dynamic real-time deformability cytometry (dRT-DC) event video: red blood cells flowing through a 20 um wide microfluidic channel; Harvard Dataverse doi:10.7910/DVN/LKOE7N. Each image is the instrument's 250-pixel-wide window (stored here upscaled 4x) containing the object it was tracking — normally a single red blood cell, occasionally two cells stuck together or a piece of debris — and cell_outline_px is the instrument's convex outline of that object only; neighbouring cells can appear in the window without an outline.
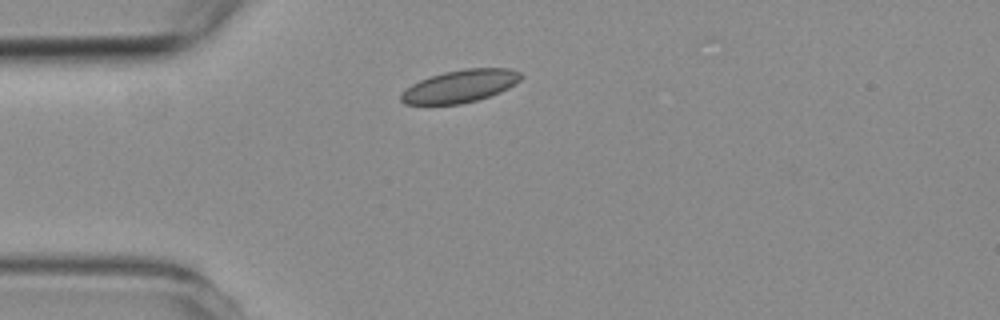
{"species": "common noctule bat (a hibernating species)", "species_latin": "Nyctalus noctula", "temperature_condition": "room temperature", "stored_images_in_passage": 4, "camera_frame_rate_fps": 3000, "um_per_image_px": 0.085, "animal": {"sex": "female", "body_mass_g": 19.3, "forearm_length_mm": 54.1}, "frame": {"image": 1, "passage_image": 1, "time_ms": 0.0, "image_size_px": [1000, 320], "cell_outline_px": [[524, 76], [516, 84], [500, 92], [476, 100], [460, 104], [404, 104], [400, 100], [400, 96], [412, 84], [428, 76], [444, 72], [464, 68], [508, 68], [520, 72]], "centroid_in_image_um": [39.14, 7.31], "position_along_channel_um": 45.9, "area_um2": 22.72}}
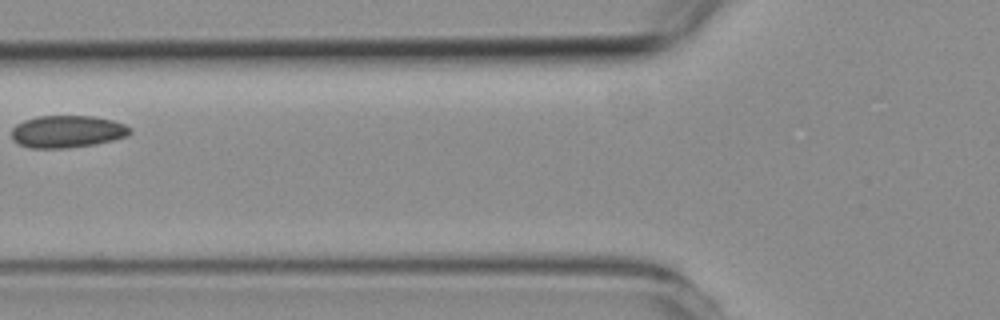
{"frame": {"image": 2, "passage_image": 3, "time_ms": 2.333, "image_size_px": [1000, 320], "cell_outline_px": [[132, 132], [128, 136], [112, 140], [92, 144], [60, 148], [32, 148], [20, 144], [12, 140], [12, 128], [16, 124], [24, 120], [36, 116], [92, 116], [112, 120], [124, 124], [132, 128]], "centroid_in_image_um": [5.71, 11.17], "position_along_channel_um": 120.1, "area_um2": 22.14}}
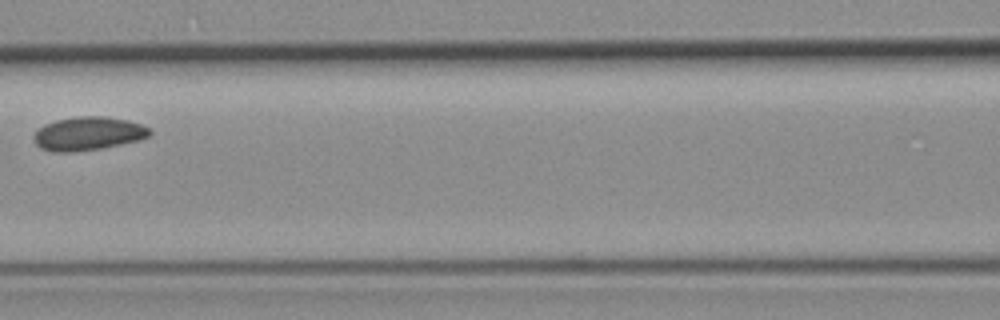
{"frame": {"image": 3, "passage_image": 4, "time_ms": 3.333, "image_size_px": [1000, 320], "cell_outline_px": [[152, 132], [148, 136], [136, 140], [120, 144], [100, 148], [72, 152], [52, 152], [40, 148], [36, 144], [36, 132], [44, 124], [56, 120], [76, 116], [104, 116], [128, 120], [152, 128]], "centroid_in_image_um": [7.5, 11.34], "position_along_channel_um": 159.1, "area_um2": 22.43}}